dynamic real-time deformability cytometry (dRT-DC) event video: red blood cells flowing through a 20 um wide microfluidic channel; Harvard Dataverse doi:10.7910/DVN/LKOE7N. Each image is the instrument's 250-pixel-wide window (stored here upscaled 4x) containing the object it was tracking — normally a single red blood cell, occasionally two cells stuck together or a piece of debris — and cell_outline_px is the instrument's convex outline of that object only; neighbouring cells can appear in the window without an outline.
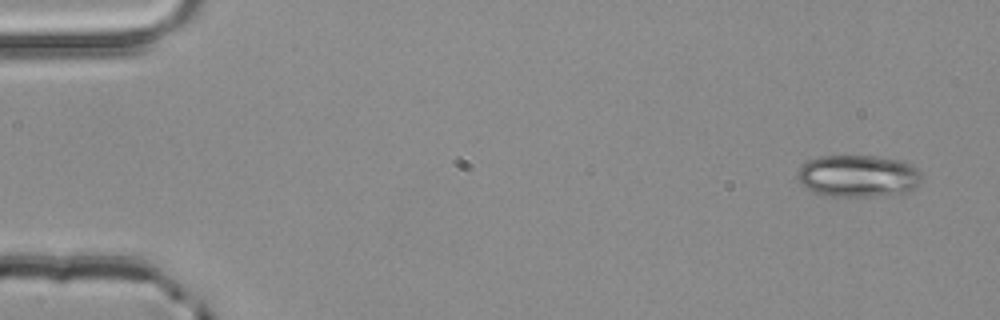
{"species": "common noctule bat (a hibernating species)", "species_latin": "Nyctalus noctula", "temperature_condition": "room temperature", "stored_images_in_passage": 4, "camera_frame_rate_fps": 3000, "um_per_image_px": 0.085, "animal": {"sex": "male", "body_mass_g": 20.4}, "frame": {"image": 1, "passage_image": 1, "time_ms": 0.0, "image_size_px": [1000, 320], "cell_outline_px": [[920, 180], [912, 188], [904, 192], [876, 196], [832, 196], [816, 192], [808, 188], [796, 176], [800, 168], [808, 160], [820, 156], [872, 156], [896, 160], [912, 164], [920, 172]], "centroid_in_image_um": [72.93, 14.95], "position_along_channel_um": 12.1, "area_um2": 29.77}}